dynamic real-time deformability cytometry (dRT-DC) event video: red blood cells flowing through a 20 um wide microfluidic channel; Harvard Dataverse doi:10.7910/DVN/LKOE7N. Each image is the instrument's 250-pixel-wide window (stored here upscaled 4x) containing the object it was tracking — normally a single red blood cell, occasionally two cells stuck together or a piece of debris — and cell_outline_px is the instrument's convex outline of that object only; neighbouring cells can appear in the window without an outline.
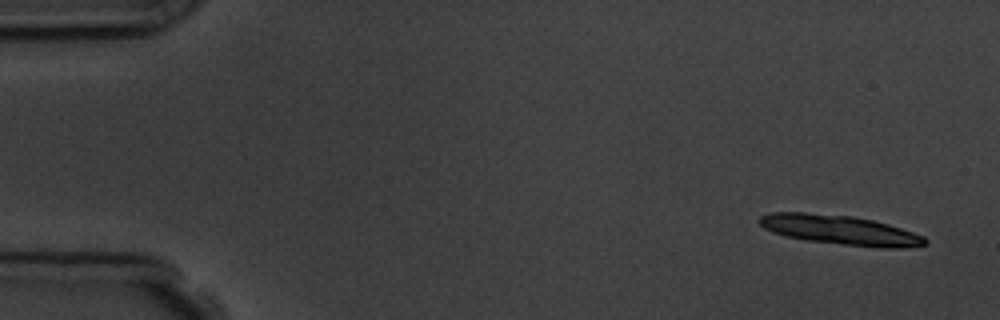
{"species": "common noctule bat (a hibernating species)", "species_latin": "Nyctalus noctula", "temperature_condition": "room temperature", "stored_images_in_passage": 16, "camera_frame_rate_fps": 3000, "um_per_image_px": 0.085, "animal": {"sex": "male", "body_mass_g": 19.5, "forearm_length_mm": 54.6}, "frame": {"image": 1, "passage_image": 1, "time_ms": 0.0, "image_size_px": [1000, 320], "cell_outline_px": [[928, 244], [904, 248], [876, 248], [804, 240], [784, 236], [772, 232], [764, 228], [756, 220], [760, 216], [772, 212], [804, 212], [852, 216], [872, 220], [888, 224], [924, 236], [928, 240]], "centroid_in_image_um": [71.39, 19.56], "position_along_channel_um": 13.6, "area_um2": 28.73}}
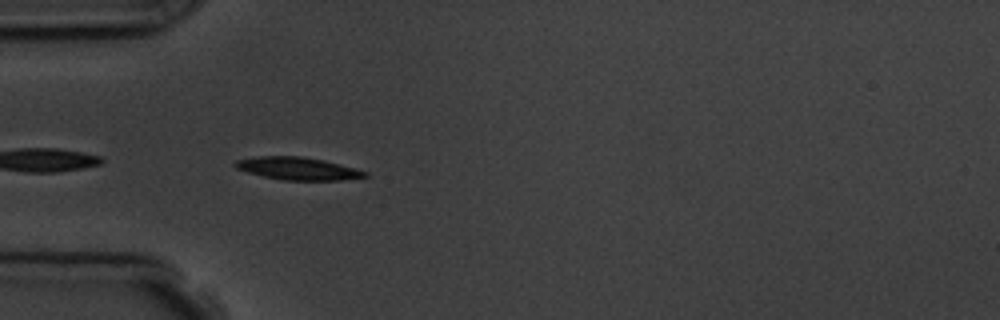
{"frame": {"image": 2, "passage_image": 5, "time_ms": 4.667, "image_size_px": [1000, 320], "cell_outline_px": [[368, 176], [340, 180], [280, 180], [248, 172], [236, 168], [232, 164], [236, 160], [256, 156], [300, 156], [324, 160], [368, 172]], "centroid_in_image_um": [25.27, 14.32], "position_along_channel_um": 59.7, "area_um2": 16.99}}
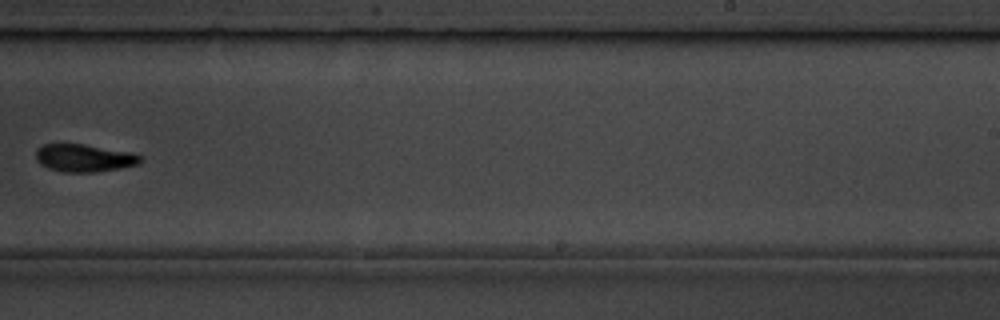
{"frame": {"image": 3, "passage_image": 10, "time_ms": 10.667, "image_size_px": [1000, 320], "cell_outline_px": [[144, 160], [140, 164], [120, 168], [96, 172], [64, 172], [48, 168], [40, 164], [36, 160], [36, 152], [44, 144], [84, 144], [132, 152], [144, 156]], "centroid_in_image_um": [7.23, 13.43], "position_along_channel_um": 281.8, "area_um2": 16.99}, "authors_computed_cell_mechanics": {"area_um2": 17.5423, "velocity_mm_per_s": 3.7701, "shape_relaxation_time_tau1_ms": 2.1804, "shape_relaxation_time_tau2_ms": null, "deformation_change_tau1": 0.0982, "deformation_change_tau2": null}}